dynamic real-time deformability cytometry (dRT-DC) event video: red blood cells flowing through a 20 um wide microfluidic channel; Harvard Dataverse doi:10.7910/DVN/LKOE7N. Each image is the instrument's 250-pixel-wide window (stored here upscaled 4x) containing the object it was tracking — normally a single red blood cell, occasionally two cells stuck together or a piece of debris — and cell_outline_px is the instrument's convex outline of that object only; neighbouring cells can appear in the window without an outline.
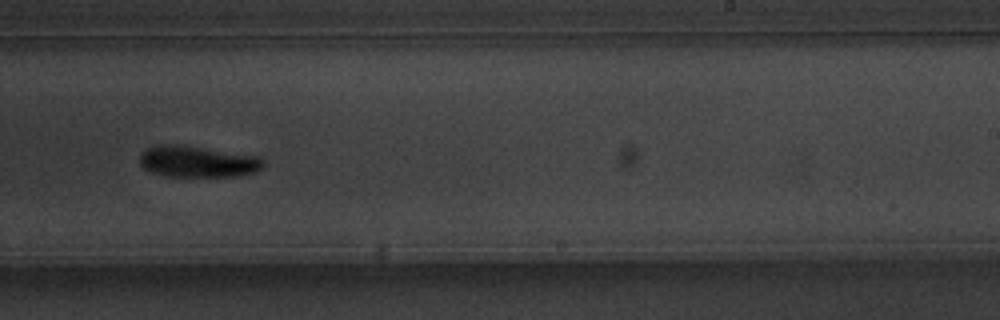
{"species": "common noctule bat (a hibernating species)", "species_latin": "Nyctalus noctula", "temperature_condition": "warm", "stored_images_in_passage": 45, "camera_frame_rate_fps": 3000, "um_per_image_px": 0.085, "animal": {"sex": "male", "body_mass_g": 20.1, "forearm_length_mm": 53.5}, "frame": {"image": 1, "passage_image": 24, "time_ms": 7.667, "image_size_px": [1000, 320], "cell_outline_px": [[264, 168], [256, 172], [240, 176], [164, 176], [152, 172], [144, 168], [140, 164], [140, 152], [156, 144], [180, 144], [256, 156], [264, 160]], "centroid_in_image_um": [16.79, 13.73], "position_along_channel_um": 272.2, "area_um2": 22.72}}
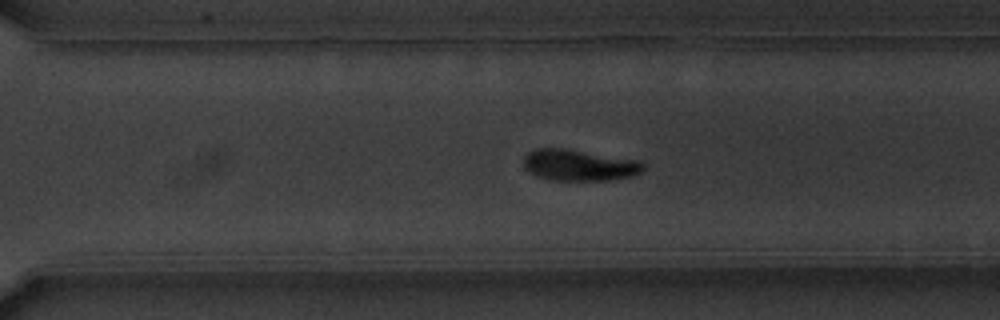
{"frame": {"image": 2, "passage_image": 28, "time_ms": 9.0, "image_size_px": [1000, 320], "cell_outline_px": [[644, 168], [640, 172], [632, 176], [612, 180], [552, 180], [536, 176], [528, 172], [524, 168], [524, 156], [528, 152], [536, 148], [564, 148], [640, 160], [644, 164]], "centroid_in_image_um": [49.21, 14.03], "position_along_channel_um": 321.4, "area_um2": 21.96}}
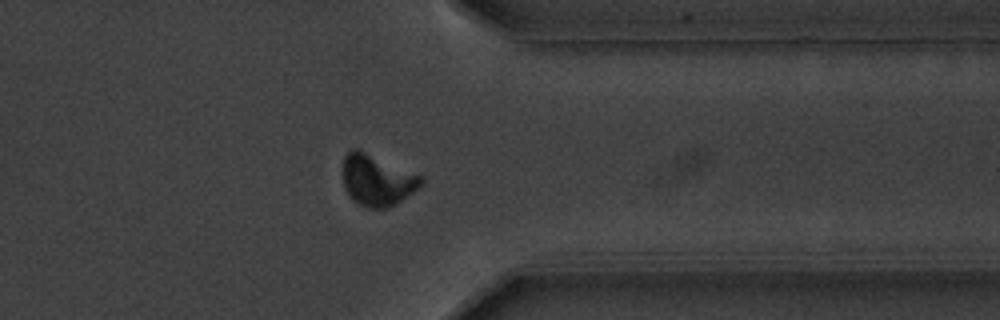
{"frame": {"image": 3, "passage_image": 33, "time_ms": 10.667, "image_size_px": [1000, 320], "cell_outline_px": [[424, 180], [412, 192], [396, 204], [388, 208], [368, 208], [356, 204], [352, 200], [344, 188], [344, 156], [352, 148], [356, 148], [424, 176]], "centroid_in_image_um": [32.04, 15.33], "position_along_channel_um": 379.4, "area_um2": 23.24}, "authors_computed_cell_mechanics": {"area_um2": 22.3686, "velocity_mm_per_s": 3.7125, "shape_relaxation_time_tau1_ms": 2.1125, "shape_relaxation_time_tau2_ms": 5.3675, "deformation_change_tau1": 0.1467, "deformation_change_tau2": 0.0677}}